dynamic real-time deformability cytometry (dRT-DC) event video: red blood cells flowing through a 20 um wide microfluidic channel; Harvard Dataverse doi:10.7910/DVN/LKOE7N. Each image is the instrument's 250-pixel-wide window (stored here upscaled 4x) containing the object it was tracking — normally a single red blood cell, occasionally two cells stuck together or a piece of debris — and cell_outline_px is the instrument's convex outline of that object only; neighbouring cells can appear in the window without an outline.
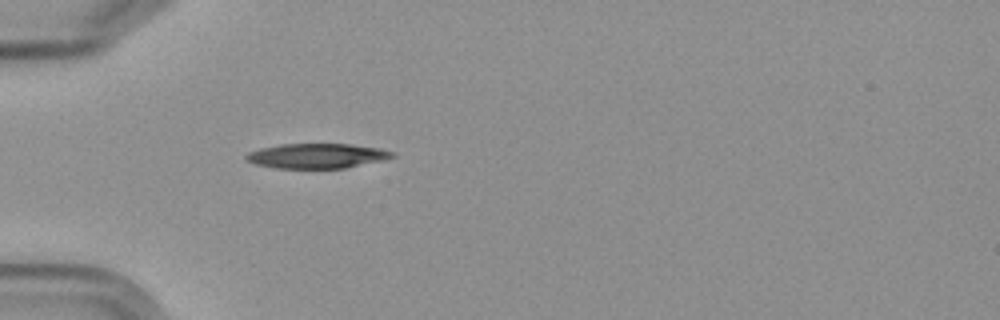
{"species": "Egyptian fruit bat (a non-hibernating species)", "species_latin": "Rousettus aegyptiacus", "temperature_condition": "cold", "stored_images_in_passage": 6, "segment_of_instrument_passage": [2, 2], "camera_frame_rate_fps": 3000, "um_per_image_px": 0.085, "frame": {"image": 1, "passage_image": 6, "time_ms": 6.0, "image_size_px": [1000, 320], "cell_outline_px": [[396, 156], [380, 160], [344, 168], [276, 168], [256, 164], [248, 160], [244, 156], [252, 152], [264, 148], [280, 144], [348, 144], [380, 148], [396, 152]], "centroid_in_image_um": [26.99, 13.24], "position_along_channel_um": 58.0, "area_um2": 20.75}}